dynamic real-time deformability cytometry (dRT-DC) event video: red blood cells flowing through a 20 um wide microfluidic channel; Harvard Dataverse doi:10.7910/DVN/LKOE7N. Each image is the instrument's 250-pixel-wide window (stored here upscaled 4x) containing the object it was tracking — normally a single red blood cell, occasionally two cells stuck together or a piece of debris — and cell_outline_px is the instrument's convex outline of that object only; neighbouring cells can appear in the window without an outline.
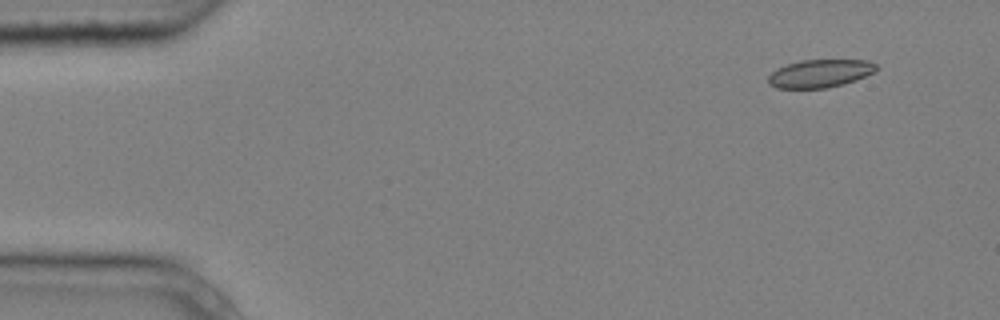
{"species": "common noctule bat (a hibernating species)", "species_latin": "Nyctalus noctula", "temperature_condition": "cold", "stored_images_in_passage": 4, "camera_frame_rate_fps": 3000, "um_per_image_px": 0.085, "animal": {"sex": "male", "body_mass_g": 20.4}, "frame": {"image": 1, "passage_image": 1, "time_ms": 0.0, "image_size_px": [1000, 320], "cell_outline_px": [[876, 68], [872, 72], [856, 80], [844, 84], [828, 88], [776, 88], [768, 84], [768, 76], [776, 68], [800, 60], [868, 60], [876, 64]], "centroid_in_image_um": [69.66, 6.25], "position_along_channel_um": 15.3, "area_um2": 17.57}}
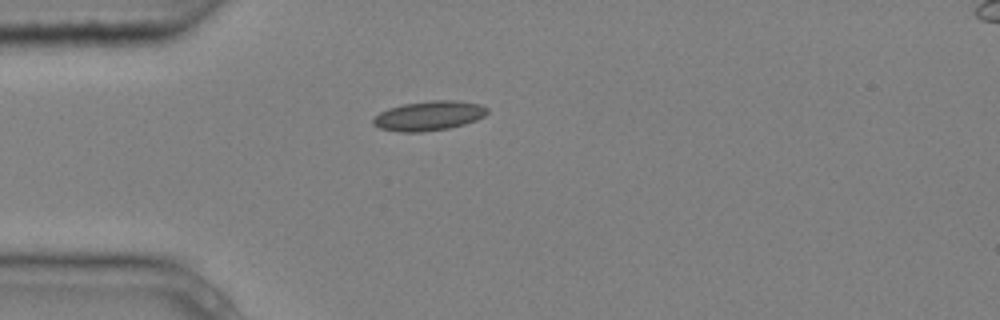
{"frame": {"image": 2, "passage_image": 4, "time_ms": 1.0, "image_size_px": [1000, 320], "cell_outline_px": [[488, 112], [484, 116], [476, 120], [464, 124], [448, 128], [424, 132], [400, 132], [380, 128], [372, 124], [372, 120], [380, 112], [388, 108], [404, 104], [432, 100], [456, 100], [480, 104], [488, 108]], "centroid_in_image_um": [36.46, 9.84], "position_along_channel_um": 48.5, "area_um2": 19.65}}